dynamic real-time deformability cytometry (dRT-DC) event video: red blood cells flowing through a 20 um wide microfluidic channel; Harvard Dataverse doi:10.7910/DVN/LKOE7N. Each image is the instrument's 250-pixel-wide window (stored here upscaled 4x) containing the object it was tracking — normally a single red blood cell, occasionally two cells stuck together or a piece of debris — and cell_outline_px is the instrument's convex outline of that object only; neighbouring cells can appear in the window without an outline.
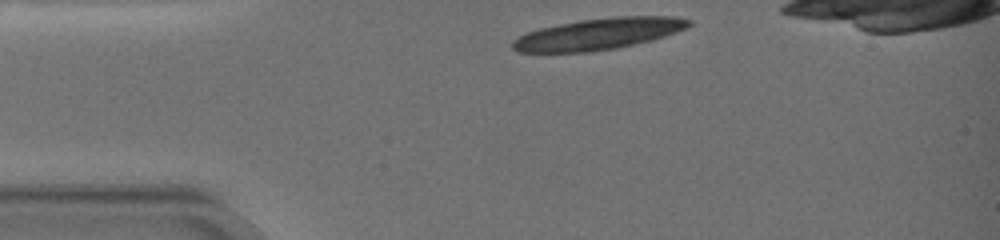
{"species": "common noctule bat (a hibernating species)", "species_latin": "Nyctalus noctula", "temperature_condition": "warm", "stored_images_in_passage": 27, "camera_frame_rate_fps": 3000, "um_per_image_px": 0.085, "animal": {"sex": "female", "body_mass_g": 19.0, "forearm_length_mm": 51.5}, "frame": {"image": 1, "passage_image": 1, "time_ms": 0.0, "image_size_px": [1000, 240], "cell_outline_px": [[692, 24], [688, 28], [652, 40], [616, 48], [588, 52], [516, 52], [512, 48], [512, 40], [528, 32], [540, 28], [580, 20], [612, 16], [676, 16], [692, 20]], "centroid_in_image_um": [50.91, 2.87], "position_along_channel_um": 34.1, "area_um2": 32.31}}